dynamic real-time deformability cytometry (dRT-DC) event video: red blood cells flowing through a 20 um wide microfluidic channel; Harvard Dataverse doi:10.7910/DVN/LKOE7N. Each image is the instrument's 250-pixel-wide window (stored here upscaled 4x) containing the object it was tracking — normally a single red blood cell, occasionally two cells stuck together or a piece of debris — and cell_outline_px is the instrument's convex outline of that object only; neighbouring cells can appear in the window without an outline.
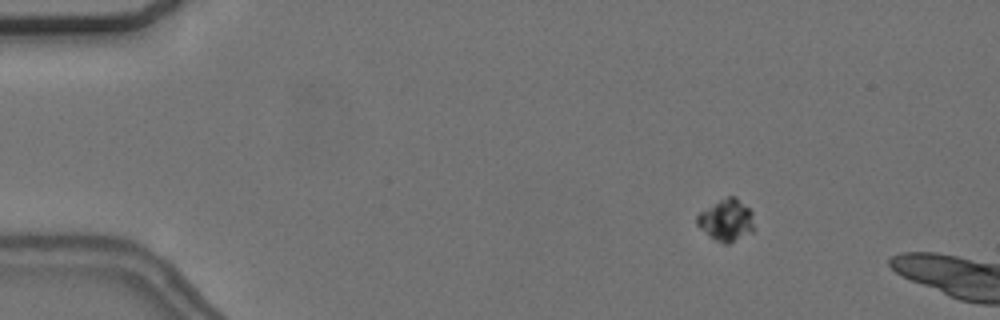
{"species": "common noctule bat (a hibernating species)", "species_latin": "Nyctalus noctula", "temperature_condition": "cold", "stored_images_in_passage": 60, "camera_frame_rate_fps": 3000, "um_per_image_px": 0.085, "animal": {"sex": "female", "body_mass_g": 24.6, "forearm_length_mm": 56.2}, "frame": {"image": 1, "passage_image": 10, "time_ms": 3.0, "image_size_px": [1000, 320], "cell_outline_px": [[756, 228], [752, 232], [728, 244], [724, 244], [708, 236], [696, 224], [696, 216], [700, 212], [720, 200], [728, 196], [736, 196], [752, 212]], "centroid_in_image_um": [61.76, 18.73], "position_along_channel_um": 23.2, "area_um2": 13.99}}
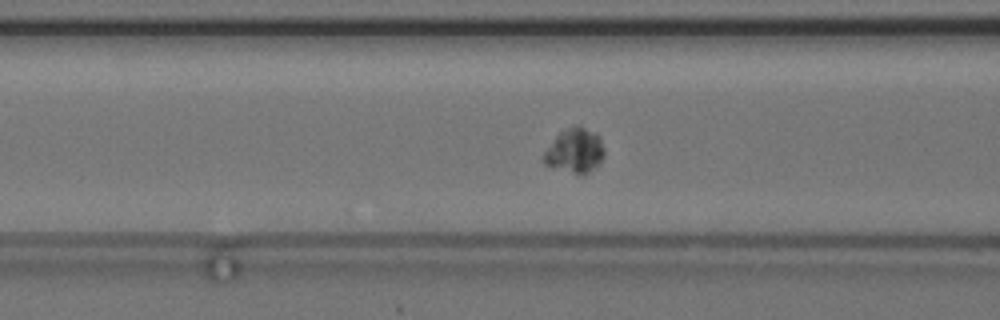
{"frame": {"image": 2, "passage_image": 25, "time_ms": 8.0, "image_size_px": [1000, 320], "cell_outline_px": [[604, 156], [588, 172], [580, 176], [544, 164], [544, 152], [556, 136], [560, 132], [576, 124], [596, 132], [600, 136], [604, 148]], "centroid_in_image_um": [48.87, 12.79], "position_along_channel_um": 117.7, "area_um2": 15.61}}
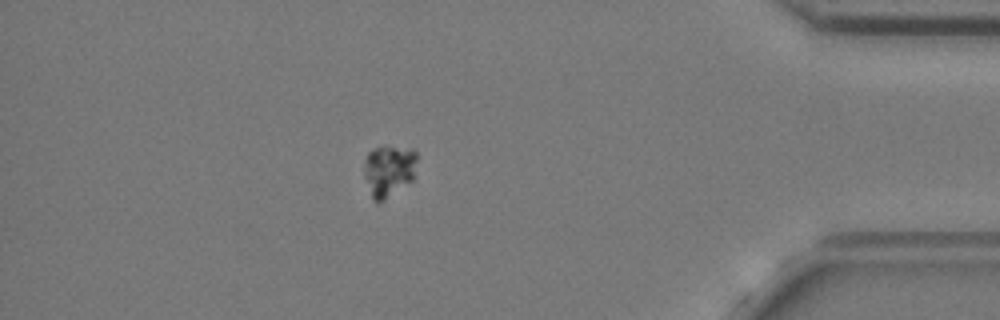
{"frame": {"image": 3, "passage_image": 52, "time_ms": 17.0, "image_size_px": [1000, 320], "cell_outline_px": [[416, 160], [412, 180], [384, 200], [372, 200], [364, 176], [364, 160], [368, 152], [372, 148], [412, 148], [416, 152]], "centroid_in_image_um": [33.01, 14.5], "position_along_channel_um": 402.2, "area_um2": 15.61}}